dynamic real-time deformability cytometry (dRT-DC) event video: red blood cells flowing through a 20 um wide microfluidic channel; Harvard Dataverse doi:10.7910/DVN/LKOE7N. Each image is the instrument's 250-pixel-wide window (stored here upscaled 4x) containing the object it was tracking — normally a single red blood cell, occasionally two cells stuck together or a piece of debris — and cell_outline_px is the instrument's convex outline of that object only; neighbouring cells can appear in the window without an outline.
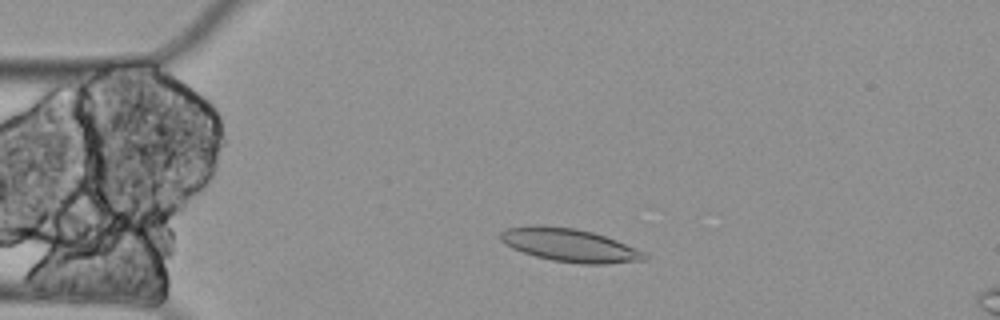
{"species": "Egyptian fruit bat (a non-hibernating species)", "species_latin": "Rousettus aegyptiacus", "temperature_condition": "cold", "stored_images_in_passage": 18, "camera_frame_rate_fps": 3000, "um_per_image_px": 0.085, "animal": {"sex": "female"}, "frame": {"image": 1, "passage_image": 10, "time_ms": 3.0, "image_size_px": [1000, 320], "cell_outline_px": [[648, 260], [604, 264], [580, 264], [552, 260], [536, 256], [512, 248], [504, 244], [500, 240], [500, 232], [508, 228], [536, 224], [576, 228], [592, 232], [616, 240], [644, 252], [648, 256]], "centroid_in_image_um": [48.41, 20.83], "position_along_channel_um": 36.6, "area_um2": 27.86}}
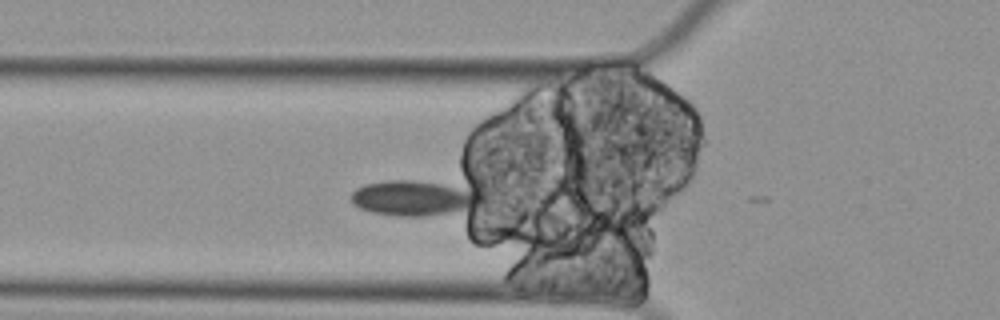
{"frame": {"image": 2, "passage_image": 17, "time_ms": 5.333, "image_size_px": [1000, 320], "cell_outline_px": [[488, 204], [472, 212], [424, 216], [400, 216], [372, 212], [360, 208], [352, 200], [352, 192], [356, 188], [364, 184], [388, 180], [412, 180], [440, 184], [460, 188], [480, 196], [488, 200]], "centroid_in_image_um": [35.31, 16.88], "position_along_channel_um": 90.5, "area_um2": 27.11}}